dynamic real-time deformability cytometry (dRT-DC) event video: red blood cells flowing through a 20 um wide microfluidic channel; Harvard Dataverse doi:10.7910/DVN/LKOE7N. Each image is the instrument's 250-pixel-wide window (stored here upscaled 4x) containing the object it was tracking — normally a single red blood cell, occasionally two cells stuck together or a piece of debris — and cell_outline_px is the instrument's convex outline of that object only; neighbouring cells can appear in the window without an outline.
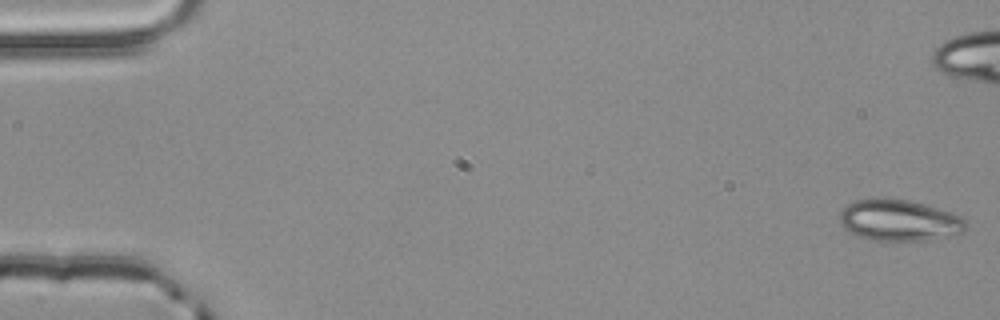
{"species": "common noctule bat (a hibernating species)", "species_latin": "Nyctalus noctula", "temperature_condition": "room temperature", "stored_images_in_passage": 6, "camera_frame_rate_fps": 3000, "um_per_image_px": 0.085, "animal": {"sex": "male", "body_mass_g": 20.4}, "frame": {"image": 1, "passage_image": 1, "time_ms": 0.0, "image_size_px": [1000, 320], "cell_outline_px": [[968, 228], [964, 232], [924, 240], [872, 240], [848, 232], [840, 224], [840, 212], [848, 204], [856, 200], [872, 196], [908, 200], [924, 204], [960, 216], [964, 220]], "centroid_in_image_um": [76.37, 18.7], "position_along_channel_um": 8.6, "area_um2": 30.29}}